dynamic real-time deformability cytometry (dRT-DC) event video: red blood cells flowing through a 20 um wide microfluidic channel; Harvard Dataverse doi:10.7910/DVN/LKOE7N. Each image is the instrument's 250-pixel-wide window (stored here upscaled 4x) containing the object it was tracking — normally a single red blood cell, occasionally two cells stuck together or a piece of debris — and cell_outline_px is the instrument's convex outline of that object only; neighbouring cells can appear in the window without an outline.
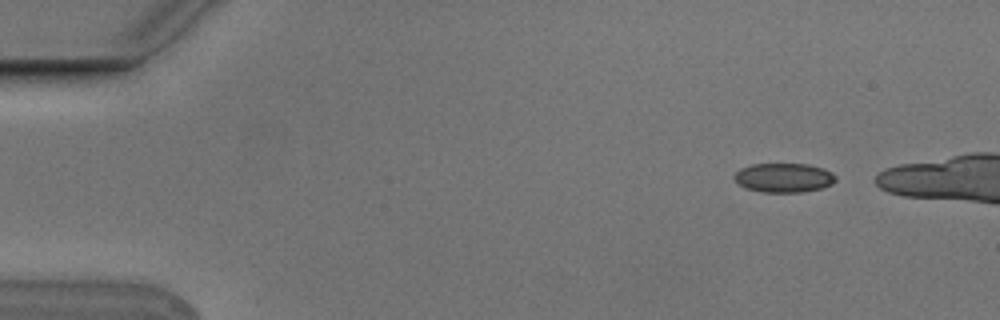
{"species": "Egyptian fruit bat (a non-hibernating species)", "species_latin": "Rousettus aegyptiacus", "temperature_condition": "cold", "stored_images_in_passage": 8, "camera_frame_rate_fps": 3000, "um_per_image_px": 0.085, "animal": {"sex": "male"}, "frame": {"image": 1, "passage_image": 1, "time_ms": 0.0, "image_size_px": [1000, 320], "cell_outline_px": [[836, 180], [832, 184], [820, 188], [804, 192], [760, 192], [748, 188], [740, 184], [732, 176], [740, 168], [752, 164], [808, 164], [824, 168], [832, 172], [836, 176]], "centroid_in_image_um": [66.64, 15.1], "position_along_channel_um": 18.4, "area_um2": 17.28}}
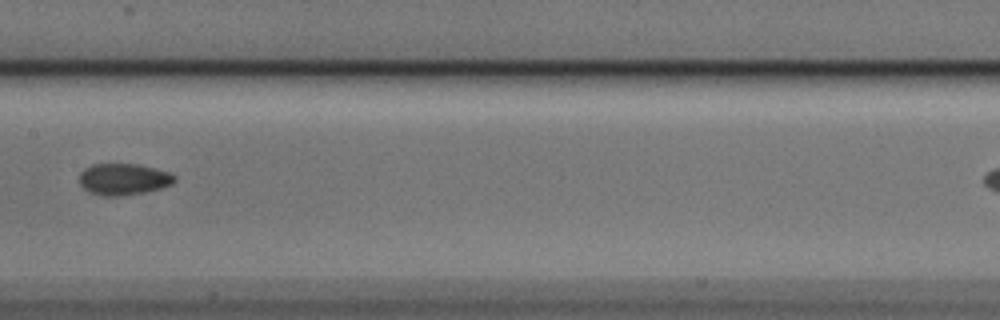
{"frame": {"image": 2, "passage_image": 7, "time_ms": 2.0, "image_size_px": [1000, 320], "cell_outline_px": [[176, 180], [172, 184], [160, 188], [144, 192], [120, 196], [104, 196], [92, 192], [84, 188], [80, 184], [80, 172], [84, 168], [92, 164], [136, 164], [168, 172], [176, 176]], "centroid_in_image_um": [10.49, 15.23], "position_along_channel_um": 196.9, "area_um2": 17.28}}
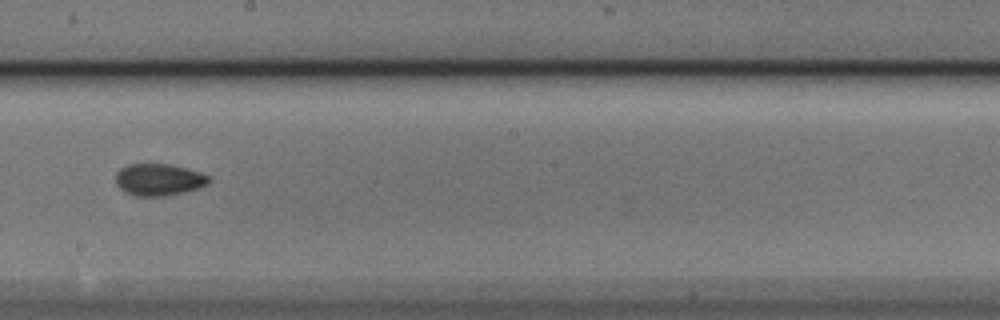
{"frame": {"image": 3, "passage_image": 8, "time_ms": 2.333, "image_size_px": [1000, 320], "cell_outline_px": [[212, 180], [208, 184], [200, 188], [184, 192], [164, 196], [136, 196], [124, 192], [116, 184], [116, 172], [120, 168], [128, 164], [172, 164], [200, 172], [208, 176]], "centroid_in_image_um": [13.5, 15.27], "position_along_channel_um": 234.7, "area_um2": 17.51}}